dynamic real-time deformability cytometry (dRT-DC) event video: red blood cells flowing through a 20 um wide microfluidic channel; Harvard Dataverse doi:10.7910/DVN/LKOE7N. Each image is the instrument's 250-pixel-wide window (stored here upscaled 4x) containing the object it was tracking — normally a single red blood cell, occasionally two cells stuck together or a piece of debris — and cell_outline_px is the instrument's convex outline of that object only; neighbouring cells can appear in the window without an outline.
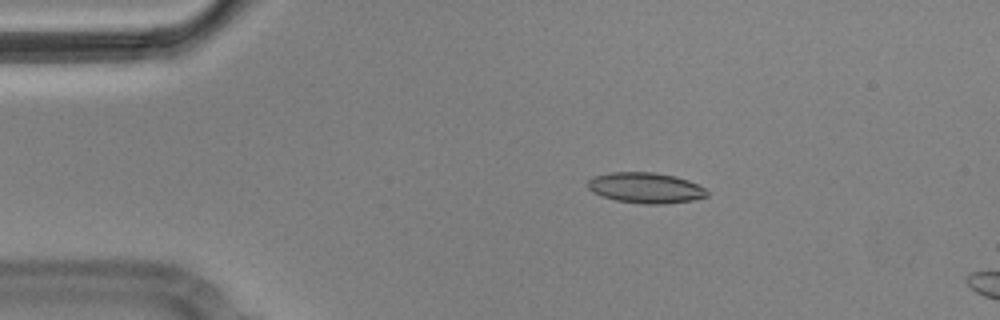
{"species": "Egyptian fruit bat (a non-hibernating species)", "species_latin": "Rousettus aegyptiacus", "temperature_condition": "cold", "stored_images_in_passage": 3, "camera_frame_rate_fps": 3000, "um_per_image_px": 0.085, "animal": {"sex": "male"}, "frame": {"image": 1, "passage_image": 1, "time_ms": 0.0, "image_size_px": [1000, 320], "cell_outline_px": [[708, 196], [692, 200], [664, 204], [644, 204], [616, 200], [600, 196], [592, 192], [588, 188], [588, 180], [592, 176], [612, 172], [656, 172], [676, 176], [688, 180], [704, 188], [708, 192]], "centroid_in_image_um": [54.85, 15.96], "position_along_channel_um": 30.1, "area_um2": 21.39}}